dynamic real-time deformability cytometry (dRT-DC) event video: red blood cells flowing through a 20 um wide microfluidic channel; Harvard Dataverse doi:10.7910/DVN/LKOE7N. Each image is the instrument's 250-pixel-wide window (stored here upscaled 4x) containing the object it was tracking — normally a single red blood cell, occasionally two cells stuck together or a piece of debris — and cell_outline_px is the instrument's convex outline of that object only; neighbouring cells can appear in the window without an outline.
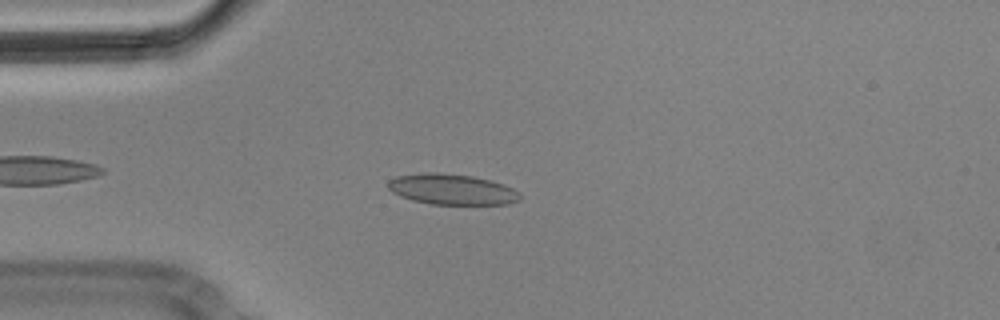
{"species": "Egyptian fruit bat (a non-hibernating species)", "species_latin": "Rousettus aegyptiacus", "temperature_condition": "cold", "stored_images_in_passage": 7, "camera_frame_rate_fps": 3000, "um_per_image_px": 0.085, "animal": {"sex": "male"}, "frame": {"image": 1, "passage_image": 4, "time_ms": 1.0, "image_size_px": [1000, 320], "cell_outline_px": [[520, 196], [516, 200], [508, 204], [432, 204], [412, 200], [400, 196], [392, 192], [388, 188], [388, 180], [396, 176], [424, 172], [436, 172], [472, 176], [492, 180], [504, 184], [520, 192]], "centroid_in_image_um": [38.39, 16.08], "position_along_channel_um": 46.6, "area_um2": 23.58}}